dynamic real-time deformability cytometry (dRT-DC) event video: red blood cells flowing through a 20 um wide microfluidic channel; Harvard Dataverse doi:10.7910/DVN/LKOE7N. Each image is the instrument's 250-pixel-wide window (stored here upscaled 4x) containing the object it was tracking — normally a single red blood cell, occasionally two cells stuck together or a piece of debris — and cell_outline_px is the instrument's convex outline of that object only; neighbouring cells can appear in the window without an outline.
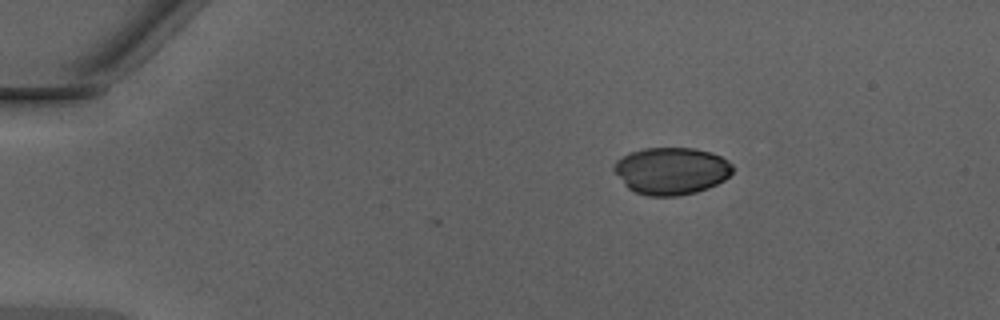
{"species": "Egyptian fruit bat (a non-hibernating species)", "species_latin": "Rousettus aegyptiacus", "temperature_condition": "warm", "stored_images_in_passage": 3, "camera_frame_rate_fps": 3000, "um_per_image_px": 0.085, "animal": {"sex": "male"}, "frame": {"image": 1, "passage_image": 1, "time_ms": 0.0, "image_size_px": [1000, 320], "cell_outline_px": [[732, 172], [724, 180], [708, 188], [696, 192], [676, 196], [648, 196], [636, 192], [628, 188], [624, 184], [612, 168], [616, 160], [628, 152], [644, 148], [692, 148], [712, 152], [728, 160], [732, 164]], "centroid_in_image_um": [57.05, 14.52], "position_along_channel_um": 28.0, "area_um2": 32.71}}